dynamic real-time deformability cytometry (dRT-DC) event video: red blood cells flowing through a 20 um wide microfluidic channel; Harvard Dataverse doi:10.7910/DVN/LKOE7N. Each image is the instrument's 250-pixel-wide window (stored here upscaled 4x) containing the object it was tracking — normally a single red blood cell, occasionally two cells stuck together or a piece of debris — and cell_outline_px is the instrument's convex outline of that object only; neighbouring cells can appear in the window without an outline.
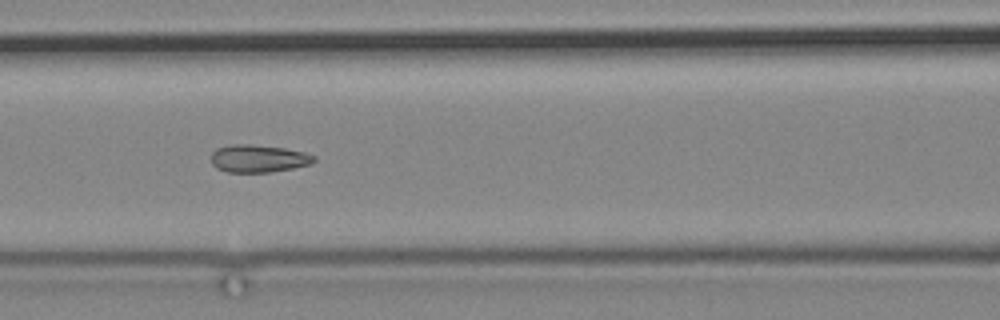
{"species": "common noctule bat (a hibernating species)", "species_latin": "Nyctalus noctula", "temperature_condition": "cold", "stored_images_in_passage": 10, "camera_frame_rate_fps": 3000, "um_per_image_px": 0.085, "animal": {"sex": "male", "body_mass_g": 19.2, "forearm_length_mm": 51.8}, "frame": {"image": 1, "passage_image": 9, "time_ms": 10.667, "image_size_px": [1000, 320], "cell_outline_px": [[316, 160], [312, 164], [272, 172], [228, 172], [216, 168], [212, 164], [212, 152], [216, 148], [232, 144], [252, 144], [284, 148], [304, 152], [316, 156]], "centroid_in_image_um": [21.97, 13.47], "position_along_channel_um": 144.6, "area_um2": 16.65}}
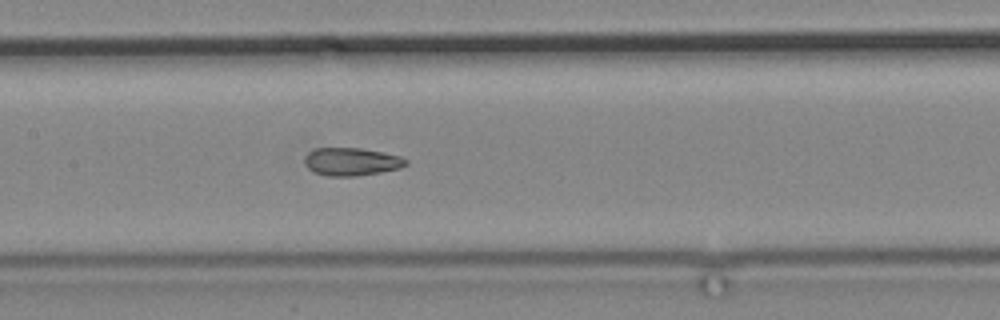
{"frame": {"image": 2, "passage_image": 10, "time_ms": 11.667, "image_size_px": [1000, 320], "cell_outline_px": [[408, 164], [400, 168], [380, 172], [356, 176], [328, 176], [316, 172], [308, 168], [304, 164], [304, 156], [308, 152], [316, 148], [360, 148], [400, 156], [408, 160]], "centroid_in_image_um": [29.86, 13.74], "position_along_channel_um": 177.5, "area_um2": 16.42}}